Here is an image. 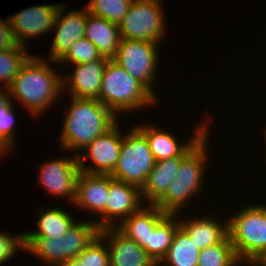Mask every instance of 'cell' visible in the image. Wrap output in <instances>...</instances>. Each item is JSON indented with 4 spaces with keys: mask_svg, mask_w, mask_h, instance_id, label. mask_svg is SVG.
I'll list each match as a JSON object with an SVG mask.
<instances>
[{
    "mask_svg": "<svg viewBox=\"0 0 266 266\" xmlns=\"http://www.w3.org/2000/svg\"><path fill=\"white\" fill-rule=\"evenodd\" d=\"M39 183L49 194L63 198L68 197L74 203L76 197V182L80 173L76 154L70 158H58L46 161L40 167Z\"/></svg>",
    "mask_w": 266,
    "mask_h": 266,
    "instance_id": "cell-12",
    "label": "cell"
},
{
    "mask_svg": "<svg viewBox=\"0 0 266 266\" xmlns=\"http://www.w3.org/2000/svg\"><path fill=\"white\" fill-rule=\"evenodd\" d=\"M98 100L117 117L120 113L152 107L158 101L113 60H108L105 67Z\"/></svg>",
    "mask_w": 266,
    "mask_h": 266,
    "instance_id": "cell-3",
    "label": "cell"
},
{
    "mask_svg": "<svg viewBox=\"0 0 266 266\" xmlns=\"http://www.w3.org/2000/svg\"><path fill=\"white\" fill-rule=\"evenodd\" d=\"M265 129H266V128H265ZM265 129H264V132H263V133L265 134L264 139L266 140V130H265Z\"/></svg>",
    "mask_w": 266,
    "mask_h": 266,
    "instance_id": "cell-37",
    "label": "cell"
},
{
    "mask_svg": "<svg viewBox=\"0 0 266 266\" xmlns=\"http://www.w3.org/2000/svg\"><path fill=\"white\" fill-rule=\"evenodd\" d=\"M127 217L117 228L143 249L148 245L149 233L167 215L156 205L148 204Z\"/></svg>",
    "mask_w": 266,
    "mask_h": 266,
    "instance_id": "cell-21",
    "label": "cell"
},
{
    "mask_svg": "<svg viewBox=\"0 0 266 266\" xmlns=\"http://www.w3.org/2000/svg\"><path fill=\"white\" fill-rule=\"evenodd\" d=\"M242 264L227 235L220 243L200 250L198 266H240Z\"/></svg>",
    "mask_w": 266,
    "mask_h": 266,
    "instance_id": "cell-26",
    "label": "cell"
},
{
    "mask_svg": "<svg viewBox=\"0 0 266 266\" xmlns=\"http://www.w3.org/2000/svg\"><path fill=\"white\" fill-rule=\"evenodd\" d=\"M227 221L238 260L251 265L266 250V206L247 205Z\"/></svg>",
    "mask_w": 266,
    "mask_h": 266,
    "instance_id": "cell-6",
    "label": "cell"
},
{
    "mask_svg": "<svg viewBox=\"0 0 266 266\" xmlns=\"http://www.w3.org/2000/svg\"><path fill=\"white\" fill-rule=\"evenodd\" d=\"M61 6V4H41L9 16L8 19L18 45L26 48L27 39L47 35L48 31H53Z\"/></svg>",
    "mask_w": 266,
    "mask_h": 266,
    "instance_id": "cell-11",
    "label": "cell"
},
{
    "mask_svg": "<svg viewBox=\"0 0 266 266\" xmlns=\"http://www.w3.org/2000/svg\"><path fill=\"white\" fill-rule=\"evenodd\" d=\"M76 258L81 266H110L107 244L99 234Z\"/></svg>",
    "mask_w": 266,
    "mask_h": 266,
    "instance_id": "cell-31",
    "label": "cell"
},
{
    "mask_svg": "<svg viewBox=\"0 0 266 266\" xmlns=\"http://www.w3.org/2000/svg\"><path fill=\"white\" fill-rule=\"evenodd\" d=\"M18 249H26L24 232L18 235L0 232V265L6 261L9 262L8 260L15 256Z\"/></svg>",
    "mask_w": 266,
    "mask_h": 266,
    "instance_id": "cell-32",
    "label": "cell"
},
{
    "mask_svg": "<svg viewBox=\"0 0 266 266\" xmlns=\"http://www.w3.org/2000/svg\"><path fill=\"white\" fill-rule=\"evenodd\" d=\"M142 201L139 187L115 180L109 175V193L105 207V228L119 226L127 217L138 211L143 205H146L142 204Z\"/></svg>",
    "mask_w": 266,
    "mask_h": 266,
    "instance_id": "cell-14",
    "label": "cell"
},
{
    "mask_svg": "<svg viewBox=\"0 0 266 266\" xmlns=\"http://www.w3.org/2000/svg\"><path fill=\"white\" fill-rule=\"evenodd\" d=\"M133 0H90L86 8L89 13L119 25Z\"/></svg>",
    "mask_w": 266,
    "mask_h": 266,
    "instance_id": "cell-28",
    "label": "cell"
},
{
    "mask_svg": "<svg viewBox=\"0 0 266 266\" xmlns=\"http://www.w3.org/2000/svg\"><path fill=\"white\" fill-rule=\"evenodd\" d=\"M94 221L75 222L59 239L50 237H25V252L40 258L46 266H61L64 262L78 257L99 234Z\"/></svg>",
    "mask_w": 266,
    "mask_h": 266,
    "instance_id": "cell-4",
    "label": "cell"
},
{
    "mask_svg": "<svg viewBox=\"0 0 266 266\" xmlns=\"http://www.w3.org/2000/svg\"><path fill=\"white\" fill-rule=\"evenodd\" d=\"M159 44L143 40L121 39L116 56L112 59L131 77L139 81L155 98L151 87L158 68Z\"/></svg>",
    "mask_w": 266,
    "mask_h": 266,
    "instance_id": "cell-9",
    "label": "cell"
},
{
    "mask_svg": "<svg viewBox=\"0 0 266 266\" xmlns=\"http://www.w3.org/2000/svg\"><path fill=\"white\" fill-rule=\"evenodd\" d=\"M53 69L50 62L32 55L8 87L11 100L25 105L32 116H40L64 93L63 77Z\"/></svg>",
    "mask_w": 266,
    "mask_h": 266,
    "instance_id": "cell-1",
    "label": "cell"
},
{
    "mask_svg": "<svg viewBox=\"0 0 266 266\" xmlns=\"http://www.w3.org/2000/svg\"><path fill=\"white\" fill-rule=\"evenodd\" d=\"M209 216L179 220L180 227L200 250L220 243L228 235V221L221 224L216 218Z\"/></svg>",
    "mask_w": 266,
    "mask_h": 266,
    "instance_id": "cell-22",
    "label": "cell"
},
{
    "mask_svg": "<svg viewBox=\"0 0 266 266\" xmlns=\"http://www.w3.org/2000/svg\"><path fill=\"white\" fill-rule=\"evenodd\" d=\"M99 235L107 244L110 266H157L138 243L117 227L102 228Z\"/></svg>",
    "mask_w": 266,
    "mask_h": 266,
    "instance_id": "cell-17",
    "label": "cell"
},
{
    "mask_svg": "<svg viewBox=\"0 0 266 266\" xmlns=\"http://www.w3.org/2000/svg\"><path fill=\"white\" fill-rule=\"evenodd\" d=\"M200 249L191 241L188 234L179 227L174 237L173 243L166 256L157 265L166 266H198Z\"/></svg>",
    "mask_w": 266,
    "mask_h": 266,
    "instance_id": "cell-25",
    "label": "cell"
},
{
    "mask_svg": "<svg viewBox=\"0 0 266 266\" xmlns=\"http://www.w3.org/2000/svg\"><path fill=\"white\" fill-rule=\"evenodd\" d=\"M62 4L53 31L55 32L50 50L51 62H57L67 53L69 48L79 39L84 38L86 17L88 10L83 7L80 11H70L66 13ZM65 13L66 15H64Z\"/></svg>",
    "mask_w": 266,
    "mask_h": 266,
    "instance_id": "cell-16",
    "label": "cell"
},
{
    "mask_svg": "<svg viewBox=\"0 0 266 266\" xmlns=\"http://www.w3.org/2000/svg\"><path fill=\"white\" fill-rule=\"evenodd\" d=\"M176 214H167L149 233L148 245L144 248L147 255L158 265L166 256L173 243L180 222ZM176 219V220H175Z\"/></svg>",
    "mask_w": 266,
    "mask_h": 266,
    "instance_id": "cell-23",
    "label": "cell"
},
{
    "mask_svg": "<svg viewBox=\"0 0 266 266\" xmlns=\"http://www.w3.org/2000/svg\"><path fill=\"white\" fill-rule=\"evenodd\" d=\"M95 60H109L102 57L97 47L86 38L77 40L67 53L57 62L58 64L71 62L72 65L85 64Z\"/></svg>",
    "mask_w": 266,
    "mask_h": 266,
    "instance_id": "cell-29",
    "label": "cell"
},
{
    "mask_svg": "<svg viewBox=\"0 0 266 266\" xmlns=\"http://www.w3.org/2000/svg\"><path fill=\"white\" fill-rule=\"evenodd\" d=\"M161 3L160 0H133L118 25L121 38L160 44L166 29Z\"/></svg>",
    "mask_w": 266,
    "mask_h": 266,
    "instance_id": "cell-8",
    "label": "cell"
},
{
    "mask_svg": "<svg viewBox=\"0 0 266 266\" xmlns=\"http://www.w3.org/2000/svg\"><path fill=\"white\" fill-rule=\"evenodd\" d=\"M11 100L0 107V154L4 157L12 150L14 143L15 113Z\"/></svg>",
    "mask_w": 266,
    "mask_h": 266,
    "instance_id": "cell-30",
    "label": "cell"
},
{
    "mask_svg": "<svg viewBox=\"0 0 266 266\" xmlns=\"http://www.w3.org/2000/svg\"><path fill=\"white\" fill-rule=\"evenodd\" d=\"M116 122L105 133L96 137L83 151L75 153L78 157L80 171L90 174H111L118 162L121 152L123 133ZM82 159H91L92 167H86Z\"/></svg>",
    "mask_w": 266,
    "mask_h": 266,
    "instance_id": "cell-10",
    "label": "cell"
},
{
    "mask_svg": "<svg viewBox=\"0 0 266 266\" xmlns=\"http://www.w3.org/2000/svg\"><path fill=\"white\" fill-rule=\"evenodd\" d=\"M185 157L177 156L155 162L154 168L141 188L142 199L144 203L146 201V205H154L165 194L170 183L176 179V173Z\"/></svg>",
    "mask_w": 266,
    "mask_h": 266,
    "instance_id": "cell-20",
    "label": "cell"
},
{
    "mask_svg": "<svg viewBox=\"0 0 266 266\" xmlns=\"http://www.w3.org/2000/svg\"><path fill=\"white\" fill-rule=\"evenodd\" d=\"M41 215L37 221L38 230L34 232H24L25 237H50L52 239L61 238L76 222L69 212L60 208H50L41 210Z\"/></svg>",
    "mask_w": 266,
    "mask_h": 266,
    "instance_id": "cell-24",
    "label": "cell"
},
{
    "mask_svg": "<svg viewBox=\"0 0 266 266\" xmlns=\"http://www.w3.org/2000/svg\"><path fill=\"white\" fill-rule=\"evenodd\" d=\"M18 43L15 39L9 19L3 21L0 18V51L15 49Z\"/></svg>",
    "mask_w": 266,
    "mask_h": 266,
    "instance_id": "cell-33",
    "label": "cell"
},
{
    "mask_svg": "<svg viewBox=\"0 0 266 266\" xmlns=\"http://www.w3.org/2000/svg\"><path fill=\"white\" fill-rule=\"evenodd\" d=\"M84 38L89 39L102 57L112 60L119 48L121 34L117 24L87 13Z\"/></svg>",
    "mask_w": 266,
    "mask_h": 266,
    "instance_id": "cell-19",
    "label": "cell"
},
{
    "mask_svg": "<svg viewBox=\"0 0 266 266\" xmlns=\"http://www.w3.org/2000/svg\"><path fill=\"white\" fill-rule=\"evenodd\" d=\"M207 124L209 125L208 122H201V125L199 124L195 128L196 131L192 139L190 138L189 142L184 144L177 142L176 137L171 132L168 133V131H163L156 126L143 124L136 127L146 136L154 160L157 162L172 157L187 156L209 134Z\"/></svg>",
    "mask_w": 266,
    "mask_h": 266,
    "instance_id": "cell-13",
    "label": "cell"
},
{
    "mask_svg": "<svg viewBox=\"0 0 266 266\" xmlns=\"http://www.w3.org/2000/svg\"><path fill=\"white\" fill-rule=\"evenodd\" d=\"M109 193V174H90L80 171L76 182L74 204L101 217L94 220L99 229L105 228V207Z\"/></svg>",
    "mask_w": 266,
    "mask_h": 266,
    "instance_id": "cell-15",
    "label": "cell"
},
{
    "mask_svg": "<svg viewBox=\"0 0 266 266\" xmlns=\"http://www.w3.org/2000/svg\"><path fill=\"white\" fill-rule=\"evenodd\" d=\"M61 266H81V264L77 258H72L64 262Z\"/></svg>",
    "mask_w": 266,
    "mask_h": 266,
    "instance_id": "cell-36",
    "label": "cell"
},
{
    "mask_svg": "<svg viewBox=\"0 0 266 266\" xmlns=\"http://www.w3.org/2000/svg\"><path fill=\"white\" fill-rule=\"evenodd\" d=\"M64 117L61 148L68 151L84 150L96 137L105 133L116 122V115L97 99L71 97Z\"/></svg>",
    "mask_w": 266,
    "mask_h": 266,
    "instance_id": "cell-2",
    "label": "cell"
},
{
    "mask_svg": "<svg viewBox=\"0 0 266 266\" xmlns=\"http://www.w3.org/2000/svg\"><path fill=\"white\" fill-rule=\"evenodd\" d=\"M108 60H95L74 65L73 73L62 78L63 88L70 97L79 99H97L100 96L102 76Z\"/></svg>",
    "mask_w": 266,
    "mask_h": 266,
    "instance_id": "cell-18",
    "label": "cell"
},
{
    "mask_svg": "<svg viewBox=\"0 0 266 266\" xmlns=\"http://www.w3.org/2000/svg\"><path fill=\"white\" fill-rule=\"evenodd\" d=\"M207 135L182 161L176 179L168 186L165 194L154 204L166 214H178L188 205L192 196L200 193L205 160L207 161ZM207 150V151H206Z\"/></svg>",
    "mask_w": 266,
    "mask_h": 266,
    "instance_id": "cell-5",
    "label": "cell"
},
{
    "mask_svg": "<svg viewBox=\"0 0 266 266\" xmlns=\"http://www.w3.org/2000/svg\"><path fill=\"white\" fill-rule=\"evenodd\" d=\"M27 48L17 46L15 49L0 51V82L3 87H9L26 61L32 56Z\"/></svg>",
    "mask_w": 266,
    "mask_h": 266,
    "instance_id": "cell-27",
    "label": "cell"
},
{
    "mask_svg": "<svg viewBox=\"0 0 266 266\" xmlns=\"http://www.w3.org/2000/svg\"><path fill=\"white\" fill-rule=\"evenodd\" d=\"M4 88L1 89L0 86V107L6 105L11 100L9 89L7 87Z\"/></svg>",
    "mask_w": 266,
    "mask_h": 266,
    "instance_id": "cell-34",
    "label": "cell"
},
{
    "mask_svg": "<svg viewBox=\"0 0 266 266\" xmlns=\"http://www.w3.org/2000/svg\"><path fill=\"white\" fill-rule=\"evenodd\" d=\"M252 266H266V250L251 264Z\"/></svg>",
    "mask_w": 266,
    "mask_h": 266,
    "instance_id": "cell-35",
    "label": "cell"
},
{
    "mask_svg": "<svg viewBox=\"0 0 266 266\" xmlns=\"http://www.w3.org/2000/svg\"><path fill=\"white\" fill-rule=\"evenodd\" d=\"M128 132L123 135L120 157L110 175L141 189L154 168L155 160L146 136L136 126Z\"/></svg>",
    "mask_w": 266,
    "mask_h": 266,
    "instance_id": "cell-7",
    "label": "cell"
}]
</instances>
